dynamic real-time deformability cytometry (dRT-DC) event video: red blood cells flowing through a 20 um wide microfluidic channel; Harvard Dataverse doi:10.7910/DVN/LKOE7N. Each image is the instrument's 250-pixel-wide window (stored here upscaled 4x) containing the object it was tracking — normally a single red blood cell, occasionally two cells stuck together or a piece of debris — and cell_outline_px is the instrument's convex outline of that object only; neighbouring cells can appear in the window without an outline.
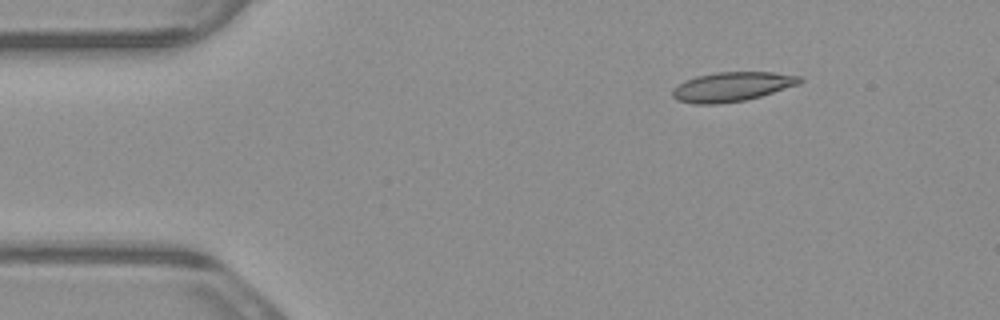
{"species": "common noctule bat (a hibernating species)", "species_latin": "Nyctalus noctula", "temperature_condition": "warm", "stored_images_in_passage": 4, "camera_frame_rate_fps": 3000, "um_per_image_px": 0.085, "animal": {"sex": "male", "body_mass_g": 23.1, "forearm_length_mm": 52.7}, "frame": {"image": 1, "passage_image": 1, "time_ms": 0.0, "image_size_px": [1000, 320], "cell_outline_px": [[804, 80], [800, 84], [760, 96], [744, 100], [716, 104], [696, 104], [676, 100], [672, 96], [672, 88], [696, 76], [716, 72], [772, 72], [800, 76]], "centroid_in_image_um": [62.23, 7.37], "position_along_channel_um": 22.8, "area_um2": 21.68}}